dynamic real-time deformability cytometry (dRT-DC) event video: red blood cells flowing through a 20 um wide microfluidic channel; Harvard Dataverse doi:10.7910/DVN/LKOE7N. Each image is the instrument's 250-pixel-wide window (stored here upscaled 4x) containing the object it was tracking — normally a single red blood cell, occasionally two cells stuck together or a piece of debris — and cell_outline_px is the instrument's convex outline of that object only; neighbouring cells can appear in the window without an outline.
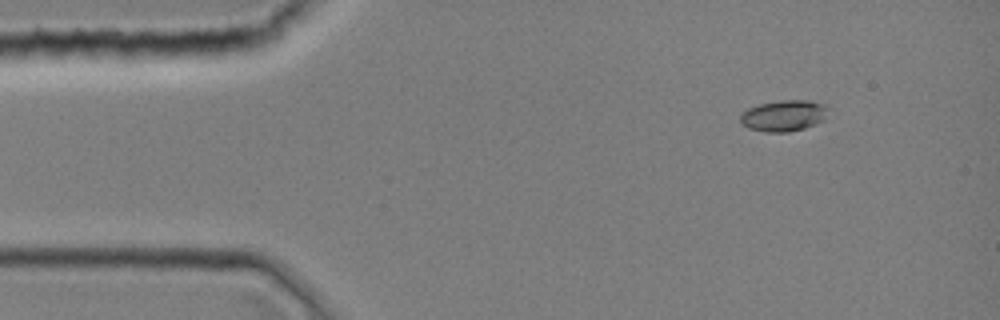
{"species": "common noctule bat (a hibernating species)", "species_latin": "Nyctalus noctula", "temperature_condition": "room temperature", "stored_images_in_passage": 1, "camera_frame_rate_fps": 3000, "um_per_image_px": 0.085, "animal": {"sex": "female", "body_mass_g": 19.0, "forearm_length_mm": 51.5}, "frame": {"image": 1, "passage_image": 1, "time_ms": 0.0, "image_size_px": [1000, 320], "cell_outline_px": [[828, 108], [824, 120], [804, 128], [788, 132], [764, 132], [748, 128], [740, 120], [740, 116], [748, 108], [760, 104], [780, 100], [808, 100], [824, 104]], "centroid_in_image_um": [66.63, 9.83], "position_along_channel_um": 18.4, "area_um2": 15.84}}